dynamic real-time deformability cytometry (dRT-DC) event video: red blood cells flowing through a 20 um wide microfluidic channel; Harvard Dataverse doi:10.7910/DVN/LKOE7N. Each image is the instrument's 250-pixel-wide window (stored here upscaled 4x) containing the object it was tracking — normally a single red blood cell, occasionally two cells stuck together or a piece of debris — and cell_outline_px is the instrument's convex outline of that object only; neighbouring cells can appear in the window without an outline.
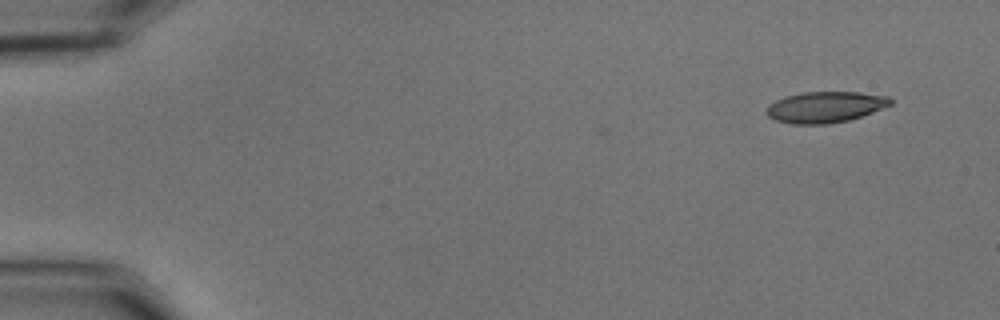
{"species": "common noctule bat (a hibernating species)", "species_latin": "Nyctalus noctula", "temperature_condition": "cold", "stored_images_in_passage": 42, "camera_frame_rate_fps": 3000, "um_per_image_px": 0.085, "animal": {"sex": "male", "body_mass_g": 15.6}, "frame": {"image": 1, "passage_image": 1, "time_ms": 0.0, "image_size_px": [1000, 320], "cell_outline_px": [[892, 104], [872, 112], [848, 120], [828, 124], [792, 124], [776, 120], [768, 116], [768, 104], [784, 96], [804, 92], [860, 92], [888, 96], [892, 100]], "centroid_in_image_um": [70.15, 9.09], "position_along_channel_um": 14.9, "area_um2": 22.31}}
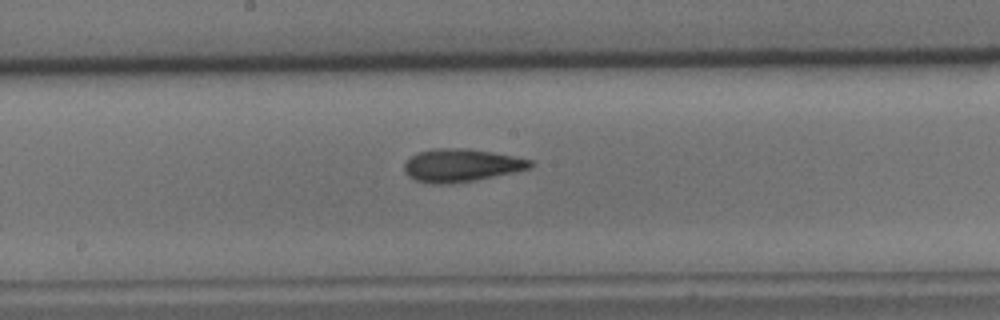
{"frame": {"image": 2, "passage_image": 27, "time_ms": 8.667, "image_size_px": [1000, 320], "cell_outline_px": [[532, 168], [472, 180], [448, 184], [428, 184], [416, 180], [408, 176], [404, 172], [404, 164], [412, 156], [420, 152], [432, 148], [468, 148], [492, 152], [532, 160]], "centroid_in_image_um": [39.16, 14.05], "position_along_channel_um": 209.0, "area_um2": 23.93}}
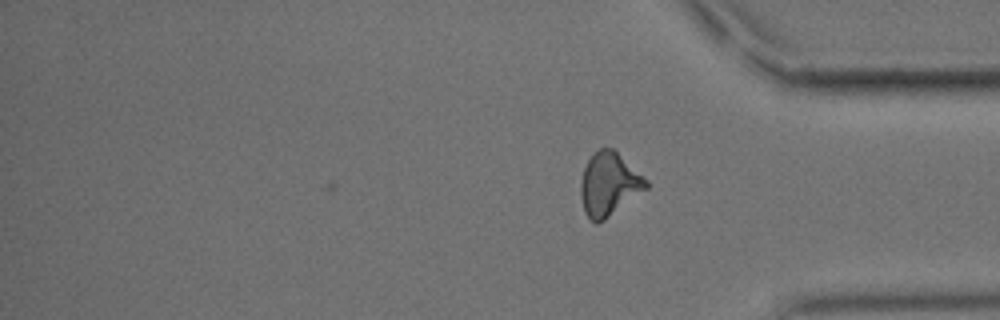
{"frame": {"image": 3, "passage_image": 42, "time_ms": 13.667, "image_size_px": [1000, 320], "cell_outline_px": [[648, 188], [604, 220], [596, 224], [584, 212], [580, 196], [580, 180], [584, 168], [592, 152], [600, 148], [612, 148], [648, 180]], "centroid_in_image_um": [51.74, 15.65], "position_along_channel_um": 383.5, "area_um2": 24.04}, "authors_computed_cell_mechanics": {"area_um2": 23.0911, "velocity_mm_per_s": 3.6372, "shape_relaxation_time_tau1_ms": 9.3706, "shape_relaxation_time_tau2_ms": 1.9954, "deformation_change_tau1": 0.2176, "deformation_change_tau2": 0.097}}